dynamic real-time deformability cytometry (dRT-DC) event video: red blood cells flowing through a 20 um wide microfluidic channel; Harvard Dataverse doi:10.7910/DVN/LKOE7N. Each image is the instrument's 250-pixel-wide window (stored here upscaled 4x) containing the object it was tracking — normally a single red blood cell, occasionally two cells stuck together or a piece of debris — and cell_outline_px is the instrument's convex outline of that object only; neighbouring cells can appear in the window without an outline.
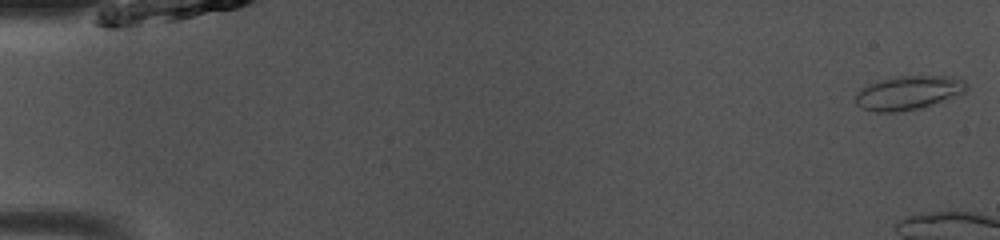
{"species": "common noctule bat (a hibernating species)", "species_latin": "Nyctalus noctula", "temperature_condition": "room temperature", "stored_images_in_passage": 11, "camera_frame_rate_fps": 3000, "um_per_image_px": 0.085, "animal": {"sex": "male", "body_mass_g": 13.0, "forearm_length_mm": 53.1}, "frame": {"image": 1, "passage_image": 1, "time_ms": 0.0, "image_size_px": [1000, 240], "cell_outline_px": [[968, 88], [964, 92], [920, 108], [896, 112], [876, 112], [864, 108], [856, 104], [856, 96], [864, 88], [880, 80], [900, 76], [944, 76], [964, 80], [968, 84]], "centroid_in_image_um": [77.24, 7.88], "position_along_channel_um": 7.8, "area_um2": 21.21}}